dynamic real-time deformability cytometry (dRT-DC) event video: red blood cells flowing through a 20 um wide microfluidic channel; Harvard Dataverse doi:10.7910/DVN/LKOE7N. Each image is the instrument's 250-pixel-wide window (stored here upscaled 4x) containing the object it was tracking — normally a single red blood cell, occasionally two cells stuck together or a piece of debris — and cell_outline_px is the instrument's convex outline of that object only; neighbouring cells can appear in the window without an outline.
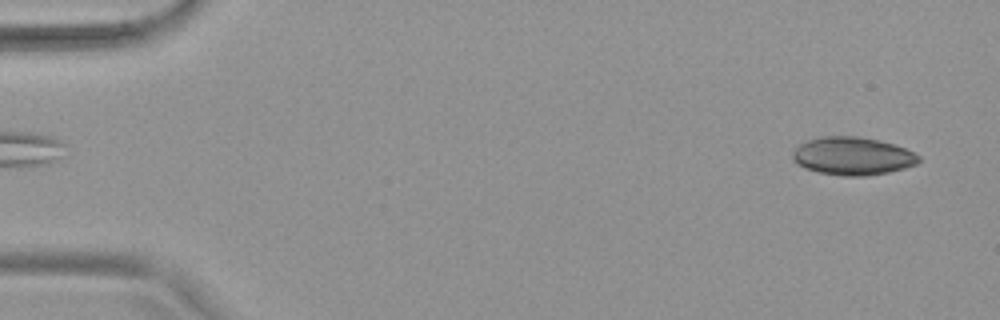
{"species": "common noctule bat (a hibernating species)", "species_latin": "Nyctalus noctula", "temperature_condition": "warm", "stored_images_in_passage": 52, "camera_frame_rate_fps": 3000, "um_per_image_px": 0.085, "animal": {"sex": "female", "body_mass_g": 19.9}, "frame": {"image": 1, "passage_image": 2, "time_ms": 0.333, "image_size_px": [1000, 320], "cell_outline_px": [[920, 160], [916, 164], [904, 168], [888, 172], [864, 176], [840, 176], [816, 172], [804, 168], [792, 160], [792, 152], [800, 144], [808, 140], [824, 136], [856, 136], [880, 140], [904, 148], [920, 156]], "centroid_in_image_um": [72.44, 13.27], "position_along_channel_um": 12.6, "area_um2": 27.92}}
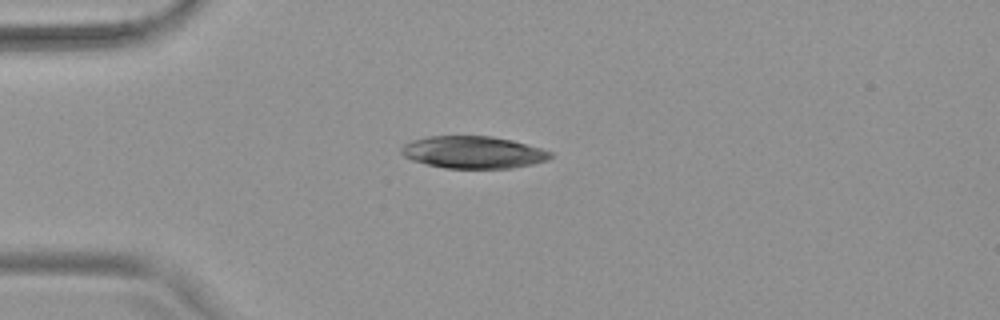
{"frame": {"image": 2, "passage_image": 13, "time_ms": 4.0, "image_size_px": [1000, 320], "cell_outline_px": [[552, 156], [548, 160], [532, 164], [512, 168], [444, 168], [412, 160], [404, 156], [400, 152], [400, 148], [404, 144], [412, 140], [428, 136], [492, 136], [512, 140], [540, 148], [552, 152]], "centroid_in_image_um": [40.21, 12.94], "position_along_channel_um": 44.8, "area_um2": 27.98}}